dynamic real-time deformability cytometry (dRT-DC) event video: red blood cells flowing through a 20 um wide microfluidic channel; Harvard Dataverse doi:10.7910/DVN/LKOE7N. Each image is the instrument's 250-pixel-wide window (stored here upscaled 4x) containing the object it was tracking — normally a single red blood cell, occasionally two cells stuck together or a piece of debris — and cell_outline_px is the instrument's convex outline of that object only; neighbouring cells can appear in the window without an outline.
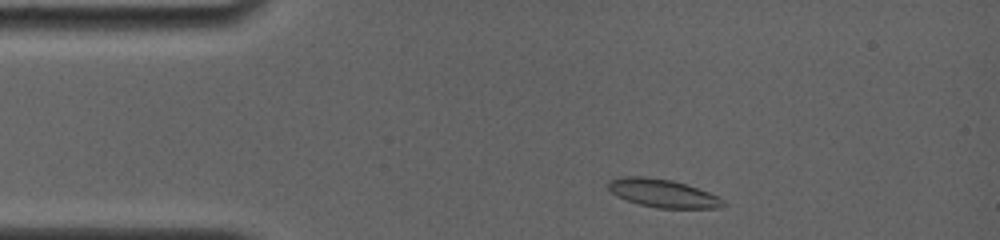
{"species": "common noctule bat (a hibernating species)", "species_latin": "Nyctalus noctula", "temperature_condition": "room temperature", "stored_images_in_passage": 51, "camera_frame_rate_fps": 4000, "um_per_image_px": 0.085, "animal": {"sex": "female", "body_mass_g": 19.0, "forearm_length_mm": 56.7}, "frame": {"image": 1, "passage_image": 3, "time_ms": 0.5, "image_size_px": [1000, 240], "cell_outline_px": [[724, 204], [720, 208], [656, 208], [640, 204], [616, 196], [608, 188], [608, 180], [616, 176], [644, 176], [672, 180], [708, 192], [724, 200]], "centroid_in_image_um": [56.28, 16.41], "position_along_channel_um": 28.7, "area_um2": 18.79}}
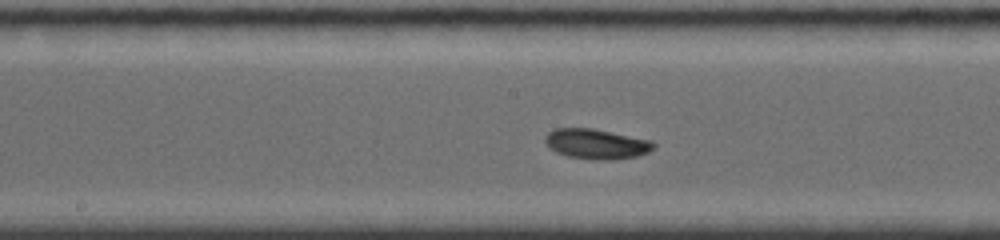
{"frame": {"image": 2, "passage_image": 25, "time_ms": 6.0, "image_size_px": [1000, 240], "cell_outline_px": [[656, 144], [648, 152], [636, 156], [612, 160], [600, 160], [568, 156], [556, 152], [548, 148], [544, 140], [544, 136], [548, 132], [556, 128], [592, 128], [652, 140]], "centroid_in_image_um": [50.66, 12.23], "position_along_channel_um": 197.5, "area_um2": 19.02}}
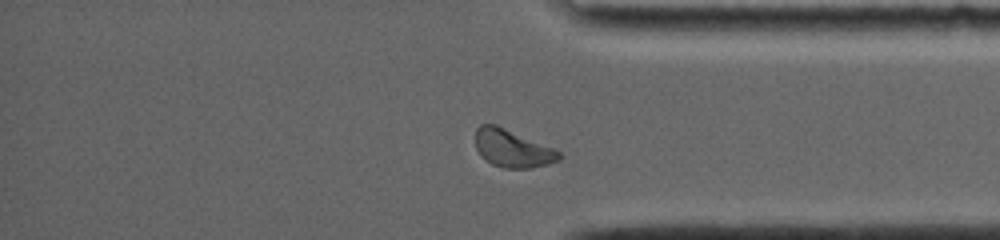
{"frame": {"image": 3, "passage_image": 45, "time_ms": 11.0, "image_size_px": [1000, 240], "cell_outline_px": [[560, 160], [548, 164], [532, 168], [504, 168], [492, 164], [480, 156], [476, 148], [476, 128], [480, 124], [496, 124], [552, 148], [560, 152]], "centroid_in_image_um": [43.52, 12.62], "position_along_channel_um": 391.7, "area_um2": 18.21}, "authors_computed_cell_mechanics": {"area_um2": 18.3226, "velocity_mm_per_s": 3.8933, "shape_relaxation_time_tau1_ms": 3.447, "shape_relaxation_time_tau2_ms": 4.2748, "deformation_change_tau1": 0.1165, "deformation_change_tau2": 0.0908}}